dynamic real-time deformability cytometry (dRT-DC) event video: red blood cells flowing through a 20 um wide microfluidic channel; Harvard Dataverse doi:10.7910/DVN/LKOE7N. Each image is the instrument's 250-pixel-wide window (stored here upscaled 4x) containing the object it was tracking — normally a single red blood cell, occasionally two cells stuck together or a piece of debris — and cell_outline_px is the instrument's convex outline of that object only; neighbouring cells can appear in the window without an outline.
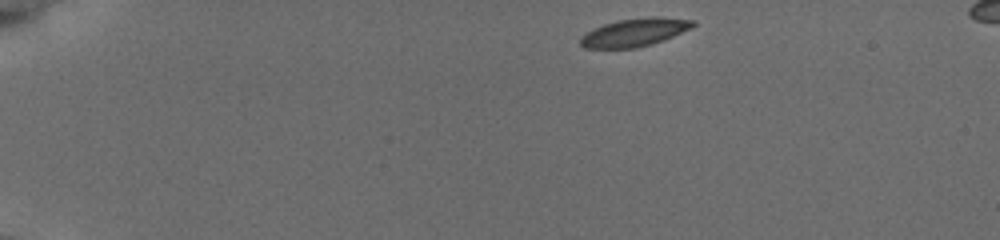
{"species": "common noctule bat (a hibernating species)", "species_latin": "Nyctalus noctula", "temperature_condition": "cold", "stored_images_in_passage": 46, "camera_frame_rate_fps": 3000, "um_per_image_px": 0.085, "animal": {"sex": "female", "body_mass_g": 19.5, "forearm_length_mm": 54.1}, "frame": {"image": 1, "passage_image": 1, "time_ms": 0.0, "image_size_px": [1000, 240], "cell_outline_px": [[696, 24], [692, 28], [652, 44], [636, 48], [584, 48], [580, 44], [580, 36], [604, 24], [616, 20], [652, 16], [656, 16], [696, 20]], "centroid_in_image_um": [53.96, 2.74], "position_along_channel_um": 31.0, "area_um2": 18.38}}
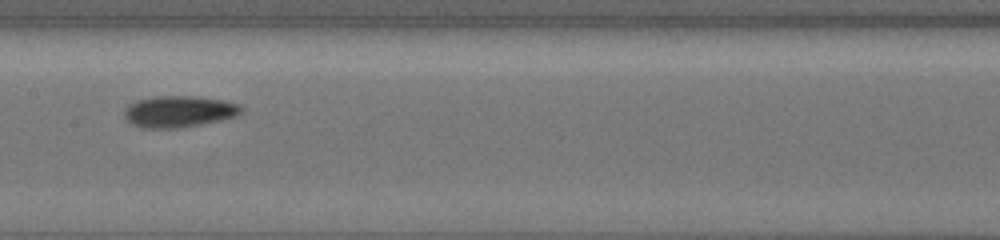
{"frame": {"image": 2, "passage_image": 21, "time_ms": 6.667, "image_size_px": [1000, 240], "cell_outline_px": [[244, 108], [236, 116], [200, 124], [176, 128], [144, 128], [132, 124], [124, 116], [124, 108], [128, 104], [136, 100], [152, 96], [196, 96], [224, 100], [240, 104]], "centroid_in_image_um": [15.18, 9.46], "position_along_channel_um": 192.2, "area_um2": 21.5}}
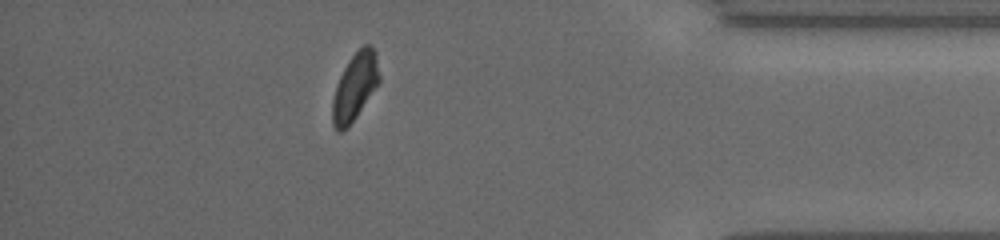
{"frame": {"image": 3, "passage_image": 40, "time_ms": 13.0, "image_size_px": [1000, 240], "cell_outline_px": [[380, 80], [348, 128], [340, 132], [336, 132], [332, 124], [332, 100], [340, 76], [348, 60], [364, 44], [368, 44], [376, 52], [380, 76]], "centroid_in_image_um": [30.15, 7.39], "position_along_channel_um": 405.0, "area_um2": 18.15}, "authors_computed_cell_mechanics": {"area_um2": 19.1318, "velocity_mm_per_s": 3.8056, "shape_relaxation_time_tau1_ms": 3.352, "shape_relaxation_time_tau2_ms": 2.0523, "deformation_change_tau1": 0.1021, "deformation_change_tau2": 0.0526}}